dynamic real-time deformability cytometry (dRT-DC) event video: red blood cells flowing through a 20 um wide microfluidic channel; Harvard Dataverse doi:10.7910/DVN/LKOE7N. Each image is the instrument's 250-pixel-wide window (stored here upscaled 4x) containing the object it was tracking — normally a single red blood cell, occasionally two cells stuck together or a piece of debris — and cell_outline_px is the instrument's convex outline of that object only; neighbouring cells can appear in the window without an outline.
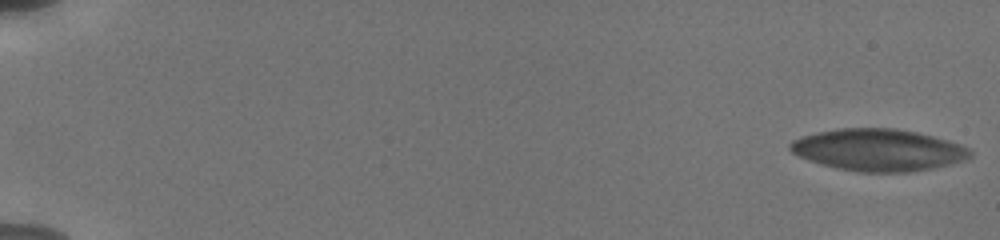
{"species": "human", "species_latin": "Homo sapiens", "temperature_condition": "cold", "stored_images_in_passage": 21, "camera_frame_rate_fps": 3000, "um_per_image_px": 0.085, "donor": {"sex": "male"}, "frame": {"image": 1, "passage_image": 1, "time_ms": 0.0, "image_size_px": [1000, 240], "cell_outline_px": [[972, 156], [968, 160], [932, 168], [908, 172], [856, 172], [836, 168], [800, 156], [792, 152], [788, 148], [788, 144], [792, 140], [800, 136], [816, 132], [840, 128], [896, 128], [916, 132], [948, 140], [960, 144], [968, 148], [972, 152]], "centroid_in_image_um": [74.67, 12.74], "position_along_channel_um": 10.3, "area_um2": 44.04}}